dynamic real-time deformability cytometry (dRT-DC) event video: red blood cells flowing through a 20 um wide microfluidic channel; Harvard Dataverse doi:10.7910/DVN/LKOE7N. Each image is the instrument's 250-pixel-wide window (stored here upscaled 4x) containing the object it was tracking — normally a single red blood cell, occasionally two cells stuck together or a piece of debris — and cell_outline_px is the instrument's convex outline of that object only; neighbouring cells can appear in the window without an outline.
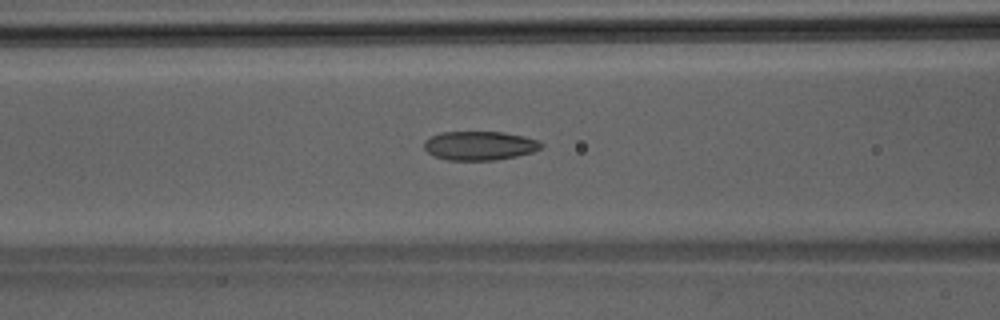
{"species": "Egyptian fruit bat (a non-hibernating species)", "species_latin": "Rousettus aegyptiacus", "temperature_condition": "room temperature", "stored_images_in_passage": 45, "camera_frame_rate_fps": 3000, "um_per_image_px": 0.085, "animal": {"sex": "male"}, "frame": {"image": 1, "passage_image": 18, "time_ms": 5.667, "image_size_px": [1000, 320], "cell_outline_px": [[544, 144], [540, 148], [532, 152], [516, 156], [496, 160], [448, 160], [436, 156], [428, 152], [424, 148], [424, 140], [440, 132], [504, 132], [524, 136], [540, 140]], "centroid_in_image_um": [40.79, 12.37], "position_along_channel_um": 125.8, "area_um2": 19.77}}
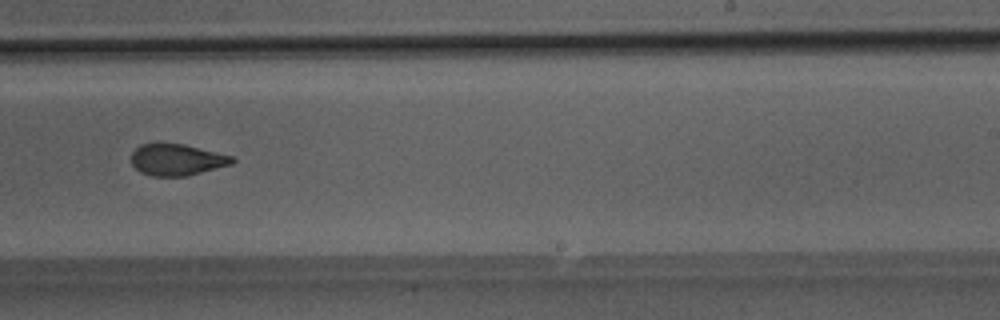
{"frame": {"image": 2, "passage_image": 28, "time_ms": 9.0, "image_size_px": [1000, 320], "cell_outline_px": [[236, 160], [232, 164], [188, 176], [152, 176], [140, 172], [132, 164], [132, 152], [140, 144], [184, 144], [232, 156]], "centroid_in_image_um": [15.04, 13.59], "position_along_channel_um": 274.0, "area_um2": 18.38}}
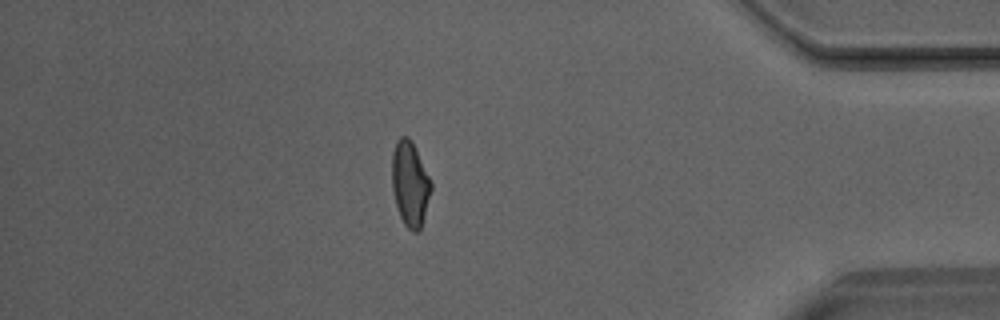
{"frame": {"image": 3, "passage_image": 39, "time_ms": 12.667, "image_size_px": [1000, 320], "cell_outline_px": [[432, 188], [420, 232], [412, 232], [404, 224], [400, 216], [396, 204], [392, 188], [392, 152], [396, 140], [400, 136], [408, 136], [412, 140], [432, 184]], "centroid_in_image_um": [34.85, 15.62], "position_along_channel_um": 400.4, "area_um2": 19.42}}